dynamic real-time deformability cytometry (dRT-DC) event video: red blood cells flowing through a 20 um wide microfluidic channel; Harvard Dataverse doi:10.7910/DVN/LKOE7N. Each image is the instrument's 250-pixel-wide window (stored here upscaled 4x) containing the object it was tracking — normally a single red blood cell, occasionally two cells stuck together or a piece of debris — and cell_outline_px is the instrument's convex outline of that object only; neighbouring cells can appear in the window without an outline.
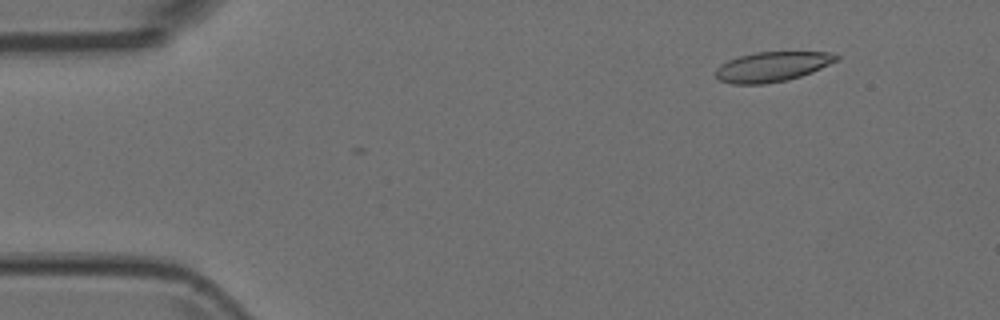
{"species": "Egyptian fruit bat (a non-hibernating species)", "species_latin": "Rousettus aegyptiacus", "temperature_condition": "room temperature", "stored_images_in_passage": 2, "camera_frame_rate_fps": 3000, "um_per_image_px": 0.085, "animal": {"sex": "female"}, "frame": {"image": 1, "passage_image": 2, "time_ms": 0.333, "image_size_px": [1000, 320], "cell_outline_px": [[840, 60], [812, 72], [788, 80], [764, 84], [732, 84], [720, 80], [716, 76], [716, 68], [720, 64], [728, 60], [740, 56], [756, 52], [828, 52], [840, 56]], "centroid_in_image_um": [65.65, 5.67], "position_along_channel_um": 19.3, "area_um2": 21.04}}